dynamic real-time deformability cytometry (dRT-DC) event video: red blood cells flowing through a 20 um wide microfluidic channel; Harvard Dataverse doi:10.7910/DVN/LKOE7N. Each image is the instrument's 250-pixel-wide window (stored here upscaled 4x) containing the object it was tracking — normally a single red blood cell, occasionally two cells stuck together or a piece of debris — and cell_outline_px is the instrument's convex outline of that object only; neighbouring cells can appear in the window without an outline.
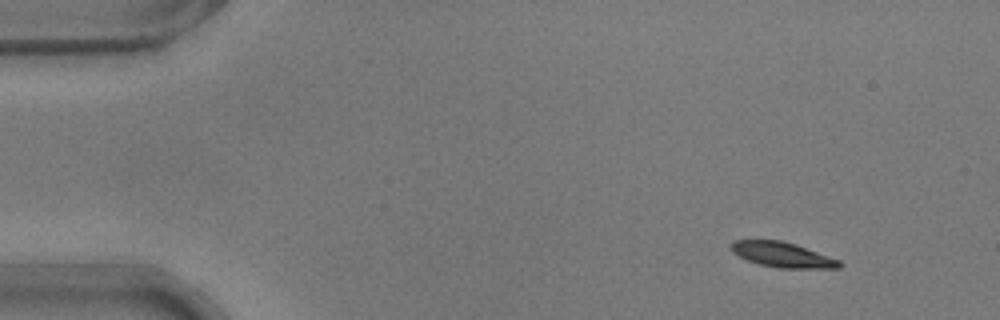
{"species": "common noctule bat (a hibernating species)", "species_latin": "Nyctalus noctula", "temperature_condition": "warm", "stored_images_in_passage": 50, "camera_frame_rate_fps": 3000, "um_per_image_px": 0.085, "animal": {"sex": "male", "body_mass_g": 17.9}, "frame": {"image": 1, "passage_image": 1, "time_ms": 0.0, "image_size_px": [1000, 320], "cell_outline_px": [[844, 264], [840, 268], [776, 268], [760, 264], [748, 260], [732, 252], [732, 240], [780, 240], [796, 244], [840, 260]], "centroid_in_image_um": [66.55, 21.65], "position_along_channel_um": 18.5, "area_um2": 15.78}}
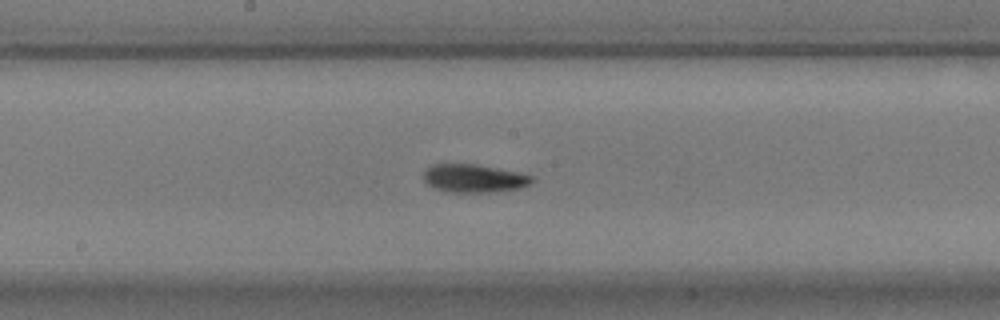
{"frame": {"image": 2, "passage_image": 24, "time_ms": 7.667, "image_size_px": [1000, 320], "cell_outline_px": [[536, 180], [532, 184], [520, 188], [492, 192], [448, 192], [436, 188], [428, 184], [424, 180], [424, 172], [432, 164], [476, 164], [520, 172], [532, 176]], "centroid_in_image_um": [40.35, 15.16], "position_along_channel_um": 207.9, "area_um2": 17.86}}
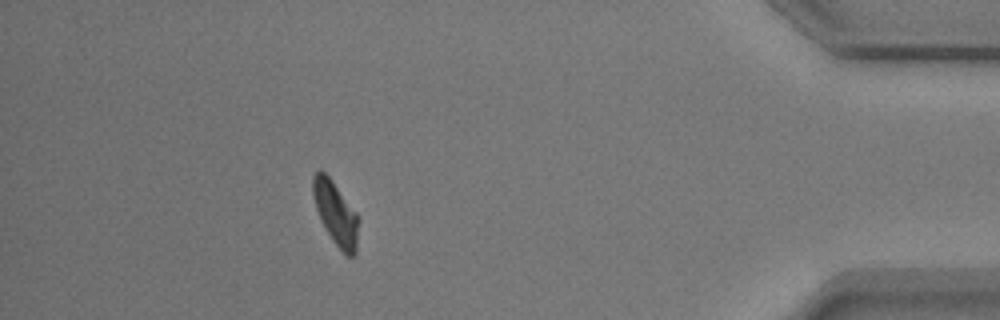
{"frame": {"image": 3, "passage_image": 44, "time_ms": 14.333, "image_size_px": [1000, 320], "cell_outline_px": [[356, 252], [352, 256], [348, 256], [332, 240], [324, 228], [320, 220], [312, 196], [312, 176], [320, 168], [332, 180], [356, 212]], "centroid_in_image_um": [28.46, 18.07], "position_along_channel_um": 406.7, "area_um2": 16.42}, "authors_computed_cell_mechanics": {"area_um2": 17.1377, "velocity_mm_per_s": 3.7249, "shape_relaxation_time_tau1_ms": 3.1005, "shape_relaxation_time_tau2_ms": 5.1406, "deformation_change_tau1": 0.1203, "deformation_change_tau2": 0.0794}}